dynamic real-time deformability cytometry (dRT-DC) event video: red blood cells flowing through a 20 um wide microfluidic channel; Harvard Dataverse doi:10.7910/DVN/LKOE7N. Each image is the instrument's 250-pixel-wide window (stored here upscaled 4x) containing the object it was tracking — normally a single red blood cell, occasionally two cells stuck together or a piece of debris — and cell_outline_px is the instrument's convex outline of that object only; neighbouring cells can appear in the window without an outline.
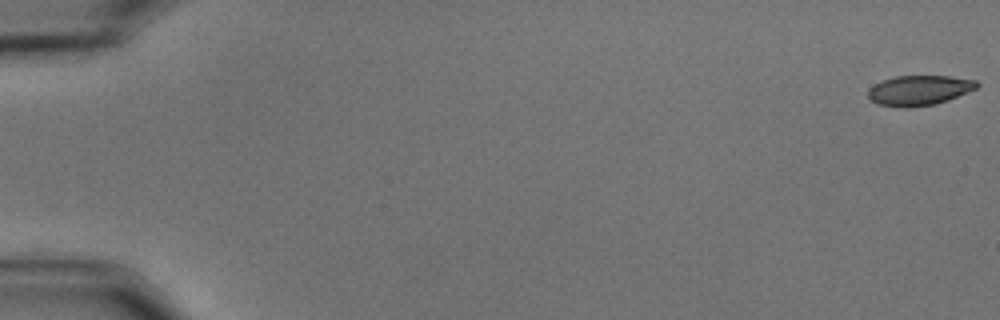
{"species": "common noctule bat (a hibernating species)", "species_latin": "Nyctalus noctula", "temperature_condition": "cold", "stored_images_in_passage": 58, "camera_frame_rate_fps": 3000, "um_per_image_px": 0.085, "animal": {"sex": "male", "body_mass_g": 15.6}, "frame": {"image": 1, "passage_image": 1, "time_ms": 0.0, "image_size_px": [1000, 320], "cell_outline_px": [[980, 84], [976, 88], [948, 100], [936, 104], [904, 108], [900, 108], [876, 104], [868, 96], [868, 88], [884, 80], [896, 76], [948, 76], [976, 80]], "centroid_in_image_um": [78.12, 7.69], "position_along_channel_um": 6.9, "area_um2": 18.96}}
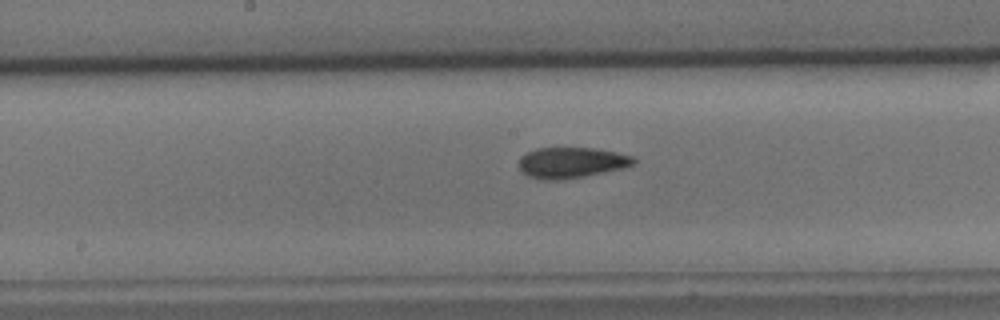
{"frame": {"image": 2, "passage_image": 31, "time_ms": 10.0, "image_size_px": [1000, 320], "cell_outline_px": [[636, 164], [620, 168], [584, 176], [556, 180], [544, 180], [528, 176], [516, 164], [520, 156], [536, 148], [592, 148], [616, 152], [632, 156], [636, 160]], "centroid_in_image_um": [48.52, 13.81], "position_along_channel_um": 199.7, "area_um2": 20.4}}
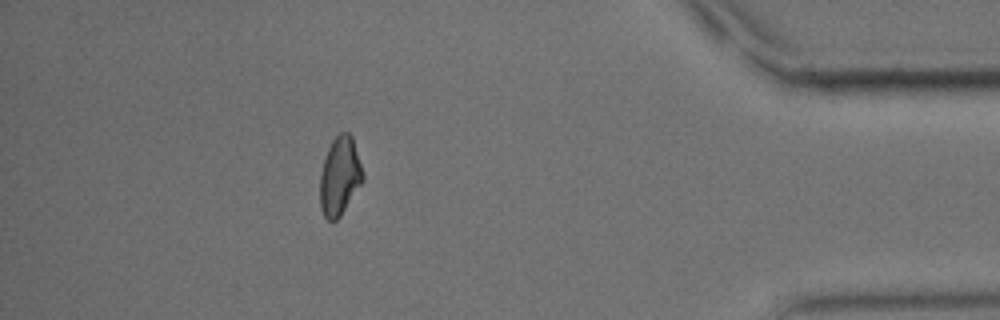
{"frame": {"image": 3, "passage_image": 52, "time_ms": 17.0, "image_size_px": [1000, 320], "cell_outline_px": [[364, 180], [340, 216], [336, 220], [328, 220], [324, 216], [320, 208], [320, 172], [328, 148], [332, 140], [340, 132], [348, 132], [352, 136], [364, 176]], "centroid_in_image_um": [28.87, 14.97], "position_along_channel_um": 406.3, "area_um2": 19.48}, "authors_computed_cell_mechanics": {"area_um2": 20.2589, "velocity_mm_per_s": 3.5359, "shape_relaxation_time_tau1_ms": 6.3566, "shape_relaxation_time_tau2_ms": 9.5002, "deformation_change_tau1": 0.1353, "deformation_change_tau2": 0.1307}}